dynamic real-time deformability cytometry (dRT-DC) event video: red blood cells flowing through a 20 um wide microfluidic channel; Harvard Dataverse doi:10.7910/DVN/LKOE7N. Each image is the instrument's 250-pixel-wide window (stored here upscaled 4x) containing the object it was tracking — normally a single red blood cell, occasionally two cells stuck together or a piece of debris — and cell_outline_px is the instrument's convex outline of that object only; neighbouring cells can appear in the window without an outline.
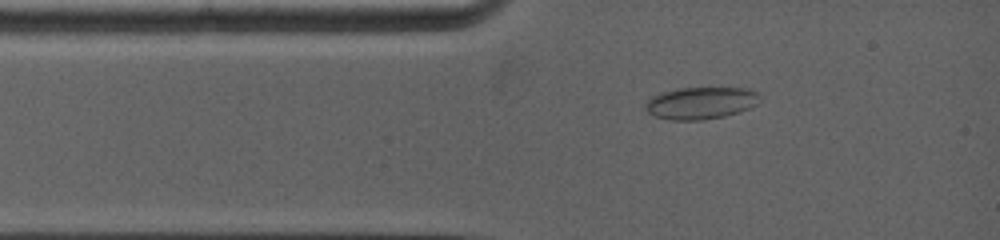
{"species": "common noctule bat (a hibernating species)", "species_latin": "Nyctalus noctula", "temperature_condition": "warm", "stored_images_in_passage": 51, "camera_frame_rate_fps": 5000, "um_per_image_px": 0.085, "animal": {"sex": "female", "body_mass_g": 19.0, "forearm_length_mm": 53.3}, "frame": {"image": 1, "passage_image": 5, "time_ms": 1.4, "image_size_px": [1000, 240], "cell_outline_px": [[756, 104], [740, 112], [724, 116], [704, 120], [672, 120], [656, 116], [648, 112], [644, 108], [644, 104], [652, 96], [676, 88], [748, 88], [756, 92]], "centroid_in_image_um": [59.51, 8.76], "position_along_channel_um": 25.5, "area_um2": 21.15}}
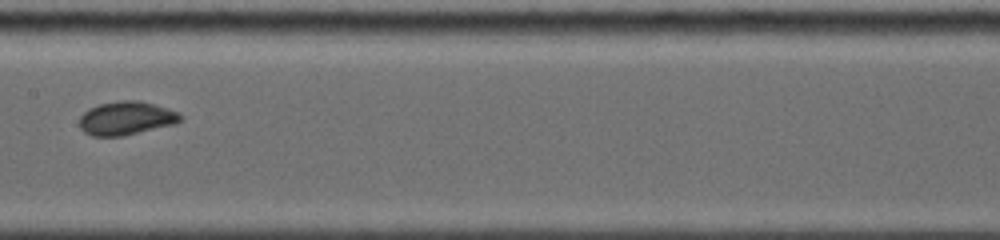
{"frame": {"image": 2, "passage_image": 18, "time_ms": 6.0, "image_size_px": [1000, 240], "cell_outline_px": [[184, 116], [176, 124], [124, 136], [92, 136], [84, 132], [80, 128], [80, 116], [88, 108], [100, 104], [120, 100], [136, 100], [168, 108], [180, 112]], "centroid_in_image_um": [10.75, 10.05], "position_along_channel_um": 196.7, "area_um2": 19.88}}
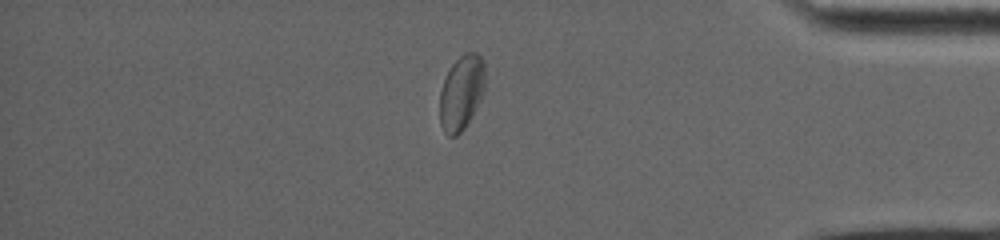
{"frame": {"image": 3, "passage_image": 38, "time_ms": 11.8, "image_size_px": [1000, 240], "cell_outline_px": [[484, 92], [480, 100], [464, 128], [456, 136], [448, 136], [444, 132], [440, 124], [440, 92], [444, 80], [452, 64], [464, 52], [476, 52], [484, 60]], "centroid_in_image_um": [39.22, 7.86], "position_along_channel_um": 396.0, "area_um2": 19.59}, "authors_computed_cell_mechanics": {"area_um2": 19.8832, "velocity_mm_per_s": 3.9521, "shape_relaxation_time_tau1_ms": 5.1608, "shape_relaxation_time_tau2_ms": 0.59, "deformation_change_tau1": 0.1211, "deformation_change_tau2": 0.039}}